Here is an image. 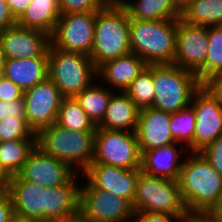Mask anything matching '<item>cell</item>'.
Listing matches in <instances>:
<instances>
[{
    "label": "cell",
    "mask_w": 222,
    "mask_h": 222,
    "mask_svg": "<svg viewBox=\"0 0 222 222\" xmlns=\"http://www.w3.org/2000/svg\"><path fill=\"white\" fill-rule=\"evenodd\" d=\"M189 214H207L222 196V177L200 152H188L178 179Z\"/></svg>",
    "instance_id": "1"
},
{
    "label": "cell",
    "mask_w": 222,
    "mask_h": 222,
    "mask_svg": "<svg viewBox=\"0 0 222 222\" xmlns=\"http://www.w3.org/2000/svg\"><path fill=\"white\" fill-rule=\"evenodd\" d=\"M130 18L123 6L108 2L96 14L94 42L90 59L96 68L131 53Z\"/></svg>",
    "instance_id": "2"
},
{
    "label": "cell",
    "mask_w": 222,
    "mask_h": 222,
    "mask_svg": "<svg viewBox=\"0 0 222 222\" xmlns=\"http://www.w3.org/2000/svg\"><path fill=\"white\" fill-rule=\"evenodd\" d=\"M177 19H130V50L148 65L173 64Z\"/></svg>",
    "instance_id": "3"
},
{
    "label": "cell",
    "mask_w": 222,
    "mask_h": 222,
    "mask_svg": "<svg viewBox=\"0 0 222 222\" xmlns=\"http://www.w3.org/2000/svg\"><path fill=\"white\" fill-rule=\"evenodd\" d=\"M95 133L70 130L55 123L36 134L37 146L77 173H83L94 157Z\"/></svg>",
    "instance_id": "4"
},
{
    "label": "cell",
    "mask_w": 222,
    "mask_h": 222,
    "mask_svg": "<svg viewBox=\"0 0 222 222\" xmlns=\"http://www.w3.org/2000/svg\"><path fill=\"white\" fill-rule=\"evenodd\" d=\"M154 101L152 108L174 113L191 104L200 88L196 74L174 64L152 65Z\"/></svg>",
    "instance_id": "5"
},
{
    "label": "cell",
    "mask_w": 222,
    "mask_h": 222,
    "mask_svg": "<svg viewBox=\"0 0 222 222\" xmlns=\"http://www.w3.org/2000/svg\"><path fill=\"white\" fill-rule=\"evenodd\" d=\"M48 77L65 98H74L97 79V68L88 55L48 48Z\"/></svg>",
    "instance_id": "6"
},
{
    "label": "cell",
    "mask_w": 222,
    "mask_h": 222,
    "mask_svg": "<svg viewBox=\"0 0 222 222\" xmlns=\"http://www.w3.org/2000/svg\"><path fill=\"white\" fill-rule=\"evenodd\" d=\"M134 212H156L185 218L189 213L182 200L179 183L139 173L133 201Z\"/></svg>",
    "instance_id": "7"
},
{
    "label": "cell",
    "mask_w": 222,
    "mask_h": 222,
    "mask_svg": "<svg viewBox=\"0 0 222 222\" xmlns=\"http://www.w3.org/2000/svg\"><path fill=\"white\" fill-rule=\"evenodd\" d=\"M141 157L135 132L97 128L92 163L123 169H139Z\"/></svg>",
    "instance_id": "8"
},
{
    "label": "cell",
    "mask_w": 222,
    "mask_h": 222,
    "mask_svg": "<svg viewBox=\"0 0 222 222\" xmlns=\"http://www.w3.org/2000/svg\"><path fill=\"white\" fill-rule=\"evenodd\" d=\"M82 183L80 213L87 222H131L134 210L126 199L96 189L84 176Z\"/></svg>",
    "instance_id": "9"
},
{
    "label": "cell",
    "mask_w": 222,
    "mask_h": 222,
    "mask_svg": "<svg viewBox=\"0 0 222 222\" xmlns=\"http://www.w3.org/2000/svg\"><path fill=\"white\" fill-rule=\"evenodd\" d=\"M97 12L61 14L53 34L51 45L67 52H79L90 56Z\"/></svg>",
    "instance_id": "10"
},
{
    "label": "cell",
    "mask_w": 222,
    "mask_h": 222,
    "mask_svg": "<svg viewBox=\"0 0 222 222\" xmlns=\"http://www.w3.org/2000/svg\"><path fill=\"white\" fill-rule=\"evenodd\" d=\"M64 98L49 77L24 91L26 122L34 133L37 134L43 128L56 123L58 110Z\"/></svg>",
    "instance_id": "11"
},
{
    "label": "cell",
    "mask_w": 222,
    "mask_h": 222,
    "mask_svg": "<svg viewBox=\"0 0 222 222\" xmlns=\"http://www.w3.org/2000/svg\"><path fill=\"white\" fill-rule=\"evenodd\" d=\"M208 52V26H195L177 19L173 64L197 73L205 64Z\"/></svg>",
    "instance_id": "12"
},
{
    "label": "cell",
    "mask_w": 222,
    "mask_h": 222,
    "mask_svg": "<svg viewBox=\"0 0 222 222\" xmlns=\"http://www.w3.org/2000/svg\"><path fill=\"white\" fill-rule=\"evenodd\" d=\"M191 105L196 115L193 152H201L222 134V104L200 87Z\"/></svg>",
    "instance_id": "13"
},
{
    "label": "cell",
    "mask_w": 222,
    "mask_h": 222,
    "mask_svg": "<svg viewBox=\"0 0 222 222\" xmlns=\"http://www.w3.org/2000/svg\"><path fill=\"white\" fill-rule=\"evenodd\" d=\"M77 172L36 146L23 164L19 176L46 187L65 185Z\"/></svg>",
    "instance_id": "14"
},
{
    "label": "cell",
    "mask_w": 222,
    "mask_h": 222,
    "mask_svg": "<svg viewBox=\"0 0 222 222\" xmlns=\"http://www.w3.org/2000/svg\"><path fill=\"white\" fill-rule=\"evenodd\" d=\"M139 169H123L100 163H91L82 173L96 188L126 199L133 207Z\"/></svg>",
    "instance_id": "15"
},
{
    "label": "cell",
    "mask_w": 222,
    "mask_h": 222,
    "mask_svg": "<svg viewBox=\"0 0 222 222\" xmlns=\"http://www.w3.org/2000/svg\"><path fill=\"white\" fill-rule=\"evenodd\" d=\"M6 59L41 57L49 48L50 35L46 32L13 25L0 33Z\"/></svg>",
    "instance_id": "16"
},
{
    "label": "cell",
    "mask_w": 222,
    "mask_h": 222,
    "mask_svg": "<svg viewBox=\"0 0 222 222\" xmlns=\"http://www.w3.org/2000/svg\"><path fill=\"white\" fill-rule=\"evenodd\" d=\"M78 173L65 185L44 189L43 222L68 218L80 212L81 184ZM79 177V178H78Z\"/></svg>",
    "instance_id": "17"
},
{
    "label": "cell",
    "mask_w": 222,
    "mask_h": 222,
    "mask_svg": "<svg viewBox=\"0 0 222 222\" xmlns=\"http://www.w3.org/2000/svg\"><path fill=\"white\" fill-rule=\"evenodd\" d=\"M135 133L140 151L175 143L170 130V113L152 107L140 109Z\"/></svg>",
    "instance_id": "18"
},
{
    "label": "cell",
    "mask_w": 222,
    "mask_h": 222,
    "mask_svg": "<svg viewBox=\"0 0 222 222\" xmlns=\"http://www.w3.org/2000/svg\"><path fill=\"white\" fill-rule=\"evenodd\" d=\"M187 153V148L179 143L141 151V171L149 176L178 181Z\"/></svg>",
    "instance_id": "19"
},
{
    "label": "cell",
    "mask_w": 222,
    "mask_h": 222,
    "mask_svg": "<svg viewBox=\"0 0 222 222\" xmlns=\"http://www.w3.org/2000/svg\"><path fill=\"white\" fill-rule=\"evenodd\" d=\"M147 66L141 57L129 53L100 65L97 79L113 91L125 92Z\"/></svg>",
    "instance_id": "20"
},
{
    "label": "cell",
    "mask_w": 222,
    "mask_h": 222,
    "mask_svg": "<svg viewBox=\"0 0 222 222\" xmlns=\"http://www.w3.org/2000/svg\"><path fill=\"white\" fill-rule=\"evenodd\" d=\"M44 189L19 175L10 177L6 191L10 194L14 214L43 222Z\"/></svg>",
    "instance_id": "21"
},
{
    "label": "cell",
    "mask_w": 222,
    "mask_h": 222,
    "mask_svg": "<svg viewBox=\"0 0 222 222\" xmlns=\"http://www.w3.org/2000/svg\"><path fill=\"white\" fill-rule=\"evenodd\" d=\"M140 109L125 92L115 91L108 103L100 129L135 132Z\"/></svg>",
    "instance_id": "22"
},
{
    "label": "cell",
    "mask_w": 222,
    "mask_h": 222,
    "mask_svg": "<svg viewBox=\"0 0 222 222\" xmlns=\"http://www.w3.org/2000/svg\"><path fill=\"white\" fill-rule=\"evenodd\" d=\"M2 75L20 87L23 92L48 77V50L29 59H6Z\"/></svg>",
    "instance_id": "23"
},
{
    "label": "cell",
    "mask_w": 222,
    "mask_h": 222,
    "mask_svg": "<svg viewBox=\"0 0 222 222\" xmlns=\"http://www.w3.org/2000/svg\"><path fill=\"white\" fill-rule=\"evenodd\" d=\"M60 16L58 0H32L27 10L16 20V24L51 36Z\"/></svg>",
    "instance_id": "24"
},
{
    "label": "cell",
    "mask_w": 222,
    "mask_h": 222,
    "mask_svg": "<svg viewBox=\"0 0 222 222\" xmlns=\"http://www.w3.org/2000/svg\"><path fill=\"white\" fill-rule=\"evenodd\" d=\"M124 8L129 18L135 20L157 21L181 17L177 0H130Z\"/></svg>",
    "instance_id": "25"
},
{
    "label": "cell",
    "mask_w": 222,
    "mask_h": 222,
    "mask_svg": "<svg viewBox=\"0 0 222 222\" xmlns=\"http://www.w3.org/2000/svg\"><path fill=\"white\" fill-rule=\"evenodd\" d=\"M36 146L37 139L0 141V169L8 178L18 175Z\"/></svg>",
    "instance_id": "26"
},
{
    "label": "cell",
    "mask_w": 222,
    "mask_h": 222,
    "mask_svg": "<svg viewBox=\"0 0 222 222\" xmlns=\"http://www.w3.org/2000/svg\"><path fill=\"white\" fill-rule=\"evenodd\" d=\"M96 79L74 98L97 127L104 118L109 100L115 92Z\"/></svg>",
    "instance_id": "27"
},
{
    "label": "cell",
    "mask_w": 222,
    "mask_h": 222,
    "mask_svg": "<svg viewBox=\"0 0 222 222\" xmlns=\"http://www.w3.org/2000/svg\"><path fill=\"white\" fill-rule=\"evenodd\" d=\"M180 19L195 26L222 25V0H191L181 8Z\"/></svg>",
    "instance_id": "28"
},
{
    "label": "cell",
    "mask_w": 222,
    "mask_h": 222,
    "mask_svg": "<svg viewBox=\"0 0 222 222\" xmlns=\"http://www.w3.org/2000/svg\"><path fill=\"white\" fill-rule=\"evenodd\" d=\"M56 124L75 131H96L97 127L89 119L75 98H64L60 104Z\"/></svg>",
    "instance_id": "29"
},
{
    "label": "cell",
    "mask_w": 222,
    "mask_h": 222,
    "mask_svg": "<svg viewBox=\"0 0 222 222\" xmlns=\"http://www.w3.org/2000/svg\"><path fill=\"white\" fill-rule=\"evenodd\" d=\"M195 123L196 115L191 104L177 112L170 113V130L173 140L187 148L188 152H193Z\"/></svg>",
    "instance_id": "30"
},
{
    "label": "cell",
    "mask_w": 222,
    "mask_h": 222,
    "mask_svg": "<svg viewBox=\"0 0 222 222\" xmlns=\"http://www.w3.org/2000/svg\"><path fill=\"white\" fill-rule=\"evenodd\" d=\"M222 70V25L208 26V52L204 66L196 73L201 82L204 78Z\"/></svg>",
    "instance_id": "31"
},
{
    "label": "cell",
    "mask_w": 222,
    "mask_h": 222,
    "mask_svg": "<svg viewBox=\"0 0 222 222\" xmlns=\"http://www.w3.org/2000/svg\"><path fill=\"white\" fill-rule=\"evenodd\" d=\"M125 93L139 109L152 107L154 101L152 65H148L145 68V70L130 84Z\"/></svg>",
    "instance_id": "32"
},
{
    "label": "cell",
    "mask_w": 222,
    "mask_h": 222,
    "mask_svg": "<svg viewBox=\"0 0 222 222\" xmlns=\"http://www.w3.org/2000/svg\"><path fill=\"white\" fill-rule=\"evenodd\" d=\"M37 139L36 133L28 126L26 118L7 116L0 121V141Z\"/></svg>",
    "instance_id": "33"
},
{
    "label": "cell",
    "mask_w": 222,
    "mask_h": 222,
    "mask_svg": "<svg viewBox=\"0 0 222 222\" xmlns=\"http://www.w3.org/2000/svg\"><path fill=\"white\" fill-rule=\"evenodd\" d=\"M109 0H59L61 14L98 12Z\"/></svg>",
    "instance_id": "34"
},
{
    "label": "cell",
    "mask_w": 222,
    "mask_h": 222,
    "mask_svg": "<svg viewBox=\"0 0 222 222\" xmlns=\"http://www.w3.org/2000/svg\"><path fill=\"white\" fill-rule=\"evenodd\" d=\"M200 153L222 177V134Z\"/></svg>",
    "instance_id": "35"
},
{
    "label": "cell",
    "mask_w": 222,
    "mask_h": 222,
    "mask_svg": "<svg viewBox=\"0 0 222 222\" xmlns=\"http://www.w3.org/2000/svg\"><path fill=\"white\" fill-rule=\"evenodd\" d=\"M200 87L222 104V70L204 78L200 82Z\"/></svg>",
    "instance_id": "36"
},
{
    "label": "cell",
    "mask_w": 222,
    "mask_h": 222,
    "mask_svg": "<svg viewBox=\"0 0 222 222\" xmlns=\"http://www.w3.org/2000/svg\"><path fill=\"white\" fill-rule=\"evenodd\" d=\"M23 90L6 78L0 75V100L3 102H12L23 98Z\"/></svg>",
    "instance_id": "37"
},
{
    "label": "cell",
    "mask_w": 222,
    "mask_h": 222,
    "mask_svg": "<svg viewBox=\"0 0 222 222\" xmlns=\"http://www.w3.org/2000/svg\"><path fill=\"white\" fill-rule=\"evenodd\" d=\"M9 115L17 118H26L23 98L12 102L0 100V121Z\"/></svg>",
    "instance_id": "38"
},
{
    "label": "cell",
    "mask_w": 222,
    "mask_h": 222,
    "mask_svg": "<svg viewBox=\"0 0 222 222\" xmlns=\"http://www.w3.org/2000/svg\"><path fill=\"white\" fill-rule=\"evenodd\" d=\"M182 218L156 212H134L131 222H181Z\"/></svg>",
    "instance_id": "39"
},
{
    "label": "cell",
    "mask_w": 222,
    "mask_h": 222,
    "mask_svg": "<svg viewBox=\"0 0 222 222\" xmlns=\"http://www.w3.org/2000/svg\"><path fill=\"white\" fill-rule=\"evenodd\" d=\"M13 214L10 194L6 190L0 191V222H8Z\"/></svg>",
    "instance_id": "40"
},
{
    "label": "cell",
    "mask_w": 222,
    "mask_h": 222,
    "mask_svg": "<svg viewBox=\"0 0 222 222\" xmlns=\"http://www.w3.org/2000/svg\"><path fill=\"white\" fill-rule=\"evenodd\" d=\"M16 24L6 0H0V33Z\"/></svg>",
    "instance_id": "41"
},
{
    "label": "cell",
    "mask_w": 222,
    "mask_h": 222,
    "mask_svg": "<svg viewBox=\"0 0 222 222\" xmlns=\"http://www.w3.org/2000/svg\"><path fill=\"white\" fill-rule=\"evenodd\" d=\"M10 11L17 20L27 10L32 0H6Z\"/></svg>",
    "instance_id": "42"
},
{
    "label": "cell",
    "mask_w": 222,
    "mask_h": 222,
    "mask_svg": "<svg viewBox=\"0 0 222 222\" xmlns=\"http://www.w3.org/2000/svg\"><path fill=\"white\" fill-rule=\"evenodd\" d=\"M213 222H222V196L206 214Z\"/></svg>",
    "instance_id": "43"
},
{
    "label": "cell",
    "mask_w": 222,
    "mask_h": 222,
    "mask_svg": "<svg viewBox=\"0 0 222 222\" xmlns=\"http://www.w3.org/2000/svg\"><path fill=\"white\" fill-rule=\"evenodd\" d=\"M181 222H213L206 214H188Z\"/></svg>",
    "instance_id": "44"
},
{
    "label": "cell",
    "mask_w": 222,
    "mask_h": 222,
    "mask_svg": "<svg viewBox=\"0 0 222 222\" xmlns=\"http://www.w3.org/2000/svg\"><path fill=\"white\" fill-rule=\"evenodd\" d=\"M52 222H87V221L83 218L82 214L78 212L68 218H63L61 220H55Z\"/></svg>",
    "instance_id": "45"
},
{
    "label": "cell",
    "mask_w": 222,
    "mask_h": 222,
    "mask_svg": "<svg viewBox=\"0 0 222 222\" xmlns=\"http://www.w3.org/2000/svg\"><path fill=\"white\" fill-rule=\"evenodd\" d=\"M8 222H42V221L13 214Z\"/></svg>",
    "instance_id": "46"
},
{
    "label": "cell",
    "mask_w": 222,
    "mask_h": 222,
    "mask_svg": "<svg viewBox=\"0 0 222 222\" xmlns=\"http://www.w3.org/2000/svg\"><path fill=\"white\" fill-rule=\"evenodd\" d=\"M9 178L0 169V191H4L7 188Z\"/></svg>",
    "instance_id": "47"
},
{
    "label": "cell",
    "mask_w": 222,
    "mask_h": 222,
    "mask_svg": "<svg viewBox=\"0 0 222 222\" xmlns=\"http://www.w3.org/2000/svg\"><path fill=\"white\" fill-rule=\"evenodd\" d=\"M5 62H6V57H5V53L3 51V47L0 41V75H2Z\"/></svg>",
    "instance_id": "48"
},
{
    "label": "cell",
    "mask_w": 222,
    "mask_h": 222,
    "mask_svg": "<svg viewBox=\"0 0 222 222\" xmlns=\"http://www.w3.org/2000/svg\"><path fill=\"white\" fill-rule=\"evenodd\" d=\"M130 0H109L110 3L117 6H125Z\"/></svg>",
    "instance_id": "49"
},
{
    "label": "cell",
    "mask_w": 222,
    "mask_h": 222,
    "mask_svg": "<svg viewBox=\"0 0 222 222\" xmlns=\"http://www.w3.org/2000/svg\"><path fill=\"white\" fill-rule=\"evenodd\" d=\"M191 0H177V3L180 8H182L186 3H188Z\"/></svg>",
    "instance_id": "50"
}]
</instances>
